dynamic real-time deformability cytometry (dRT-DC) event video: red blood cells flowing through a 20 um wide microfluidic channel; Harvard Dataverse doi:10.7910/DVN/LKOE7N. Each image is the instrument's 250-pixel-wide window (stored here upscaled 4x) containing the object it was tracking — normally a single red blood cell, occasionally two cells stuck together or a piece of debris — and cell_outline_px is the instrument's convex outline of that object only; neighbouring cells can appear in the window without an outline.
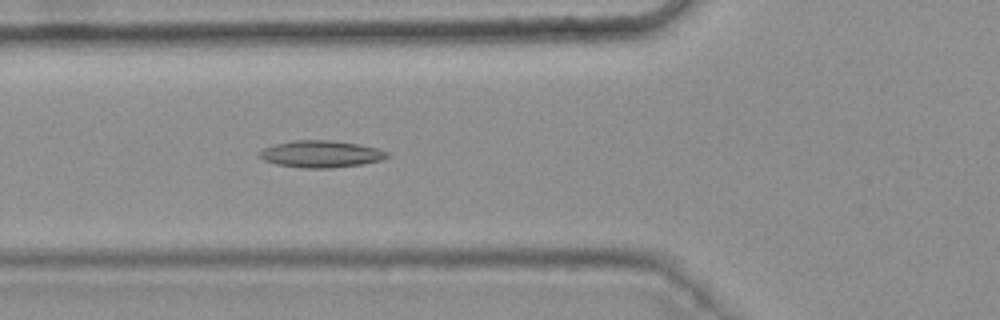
{"species": "common noctule bat (a hibernating species)", "species_latin": "Nyctalus noctula", "temperature_condition": "warm", "stored_images_in_passage": 4, "camera_frame_rate_fps": 3000, "um_per_image_px": 0.085, "animal": {"sex": "female", "body_mass_g": 25.1}, "frame": {"image": 1, "passage_image": 4, "time_ms": 1.0, "image_size_px": [1000, 320], "cell_outline_px": [[388, 156], [380, 160], [360, 164], [332, 168], [300, 168], [276, 164], [264, 160], [256, 156], [256, 152], [264, 148], [276, 144], [296, 140], [332, 140], [356, 144], [376, 148], [388, 152]], "centroid_in_image_um": [27.2, 13.09], "position_along_channel_um": 98.6, "area_um2": 19.94}}